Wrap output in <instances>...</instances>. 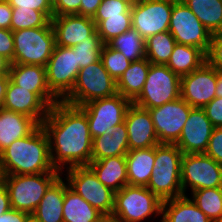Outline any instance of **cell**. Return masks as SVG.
Wrapping results in <instances>:
<instances>
[{"mask_svg":"<svg viewBox=\"0 0 222 222\" xmlns=\"http://www.w3.org/2000/svg\"><path fill=\"white\" fill-rule=\"evenodd\" d=\"M117 82L104 68L101 58L79 70L72 91L62 100L73 105L82 106L91 101L116 95Z\"/></svg>","mask_w":222,"mask_h":222,"instance_id":"cell-5","label":"cell"},{"mask_svg":"<svg viewBox=\"0 0 222 222\" xmlns=\"http://www.w3.org/2000/svg\"><path fill=\"white\" fill-rule=\"evenodd\" d=\"M1 181H3V174H2L1 165H0V182Z\"/></svg>","mask_w":222,"mask_h":222,"instance_id":"cell-56","label":"cell"},{"mask_svg":"<svg viewBox=\"0 0 222 222\" xmlns=\"http://www.w3.org/2000/svg\"><path fill=\"white\" fill-rule=\"evenodd\" d=\"M192 109L181 97L148 109L160 144H175L178 141Z\"/></svg>","mask_w":222,"mask_h":222,"instance_id":"cell-15","label":"cell"},{"mask_svg":"<svg viewBox=\"0 0 222 222\" xmlns=\"http://www.w3.org/2000/svg\"><path fill=\"white\" fill-rule=\"evenodd\" d=\"M65 181L60 176L46 191L33 213L41 222H64Z\"/></svg>","mask_w":222,"mask_h":222,"instance_id":"cell-27","label":"cell"},{"mask_svg":"<svg viewBox=\"0 0 222 222\" xmlns=\"http://www.w3.org/2000/svg\"><path fill=\"white\" fill-rule=\"evenodd\" d=\"M81 1L82 0H52L53 17L78 14Z\"/></svg>","mask_w":222,"mask_h":222,"instance_id":"cell-43","label":"cell"},{"mask_svg":"<svg viewBox=\"0 0 222 222\" xmlns=\"http://www.w3.org/2000/svg\"><path fill=\"white\" fill-rule=\"evenodd\" d=\"M51 20L41 11L12 8L11 28L12 32L29 28L47 26Z\"/></svg>","mask_w":222,"mask_h":222,"instance_id":"cell-36","label":"cell"},{"mask_svg":"<svg viewBox=\"0 0 222 222\" xmlns=\"http://www.w3.org/2000/svg\"><path fill=\"white\" fill-rule=\"evenodd\" d=\"M206 62L218 72H222V32L212 34Z\"/></svg>","mask_w":222,"mask_h":222,"instance_id":"cell-40","label":"cell"},{"mask_svg":"<svg viewBox=\"0 0 222 222\" xmlns=\"http://www.w3.org/2000/svg\"><path fill=\"white\" fill-rule=\"evenodd\" d=\"M103 0H82L77 15L93 18Z\"/></svg>","mask_w":222,"mask_h":222,"instance_id":"cell-47","label":"cell"},{"mask_svg":"<svg viewBox=\"0 0 222 222\" xmlns=\"http://www.w3.org/2000/svg\"><path fill=\"white\" fill-rule=\"evenodd\" d=\"M161 222H212L187 195L162 201Z\"/></svg>","mask_w":222,"mask_h":222,"instance_id":"cell-26","label":"cell"},{"mask_svg":"<svg viewBox=\"0 0 222 222\" xmlns=\"http://www.w3.org/2000/svg\"><path fill=\"white\" fill-rule=\"evenodd\" d=\"M206 62V54L197 47L177 44L166 66L179 77L199 69Z\"/></svg>","mask_w":222,"mask_h":222,"instance_id":"cell-30","label":"cell"},{"mask_svg":"<svg viewBox=\"0 0 222 222\" xmlns=\"http://www.w3.org/2000/svg\"><path fill=\"white\" fill-rule=\"evenodd\" d=\"M12 7L6 0H0V29L10 30Z\"/></svg>","mask_w":222,"mask_h":222,"instance_id":"cell-46","label":"cell"},{"mask_svg":"<svg viewBox=\"0 0 222 222\" xmlns=\"http://www.w3.org/2000/svg\"><path fill=\"white\" fill-rule=\"evenodd\" d=\"M12 8H26L43 12L50 20L53 18L52 0H6Z\"/></svg>","mask_w":222,"mask_h":222,"instance_id":"cell-41","label":"cell"},{"mask_svg":"<svg viewBox=\"0 0 222 222\" xmlns=\"http://www.w3.org/2000/svg\"><path fill=\"white\" fill-rule=\"evenodd\" d=\"M28 213L14 209L0 216V222H25Z\"/></svg>","mask_w":222,"mask_h":222,"instance_id":"cell-49","label":"cell"},{"mask_svg":"<svg viewBox=\"0 0 222 222\" xmlns=\"http://www.w3.org/2000/svg\"><path fill=\"white\" fill-rule=\"evenodd\" d=\"M169 32L177 44L197 47L207 54L212 34L181 0H173Z\"/></svg>","mask_w":222,"mask_h":222,"instance_id":"cell-11","label":"cell"},{"mask_svg":"<svg viewBox=\"0 0 222 222\" xmlns=\"http://www.w3.org/2000/svg\"><path fill=\"white\" fill-rule=\"evenodd\" d=\"M95 222H118L113 215H102Z\"/></svg>","mask_w":222,"mask_h":222,"instance_id":"cell-53","label":"cell"},{"mask_svg":"<svg viewBox=\"0 0 222 222\" xmlns=\"http://www.w3.org/2000/svg\"><path fill=\"white\" fill-rule=\"evenodd\" d=\"M127 3L130 7L134 6L139 0H120Z\"/></svg>","mask_w":222,"mask_h":222,"instance_id":"cell-55","label":"cell"},{"mask_svg":"<svg viewBox=\"0 0 222 222\" xmlns=\"http://www.w3.org/2000/svg\"><path fill=\"white\" fill-rule=\"evenodd\" d=\"M63 172L3 175L9 193L11 208L33 214L48 188Z\"/></svg>","mask_w":222,"mask_h":222,"instance_id":"cell-4","label":"cell"},{"mask_svg":"<svg viewBox=\"0 0 222 222\" xmlns=\"http://www.w3.org/2000/svg\"><path fill=\"white\" fill-rule=\"evenodd\" d=\"M114 15H131V7L120 0H103L92 19L97 25L105 16Z\"/></svg>","mask_w":222,"mask_h":222,"instance_id":"cell-39","label":"cell"},{"mask_svg":"<svg viewBox=\"0 0 222 222\" xmlns=\"http://www.w3.org/2000/svg\"><path fill=\"white\" fill-rule=\"evenodd\" d=\"M108 45L121 52L131 62L145 58V40L139 33L131 28L115 37Z\"/></svg>","mask_w":222,"mask_h":222,"instance_id":"cell-34","label":"cell"},{"mask_svg":"<svg viewBox=\"0 0 222 222\" xmlns=\"http://www.w3.org/2000/svg\"><path fill=\"white\" fill-rule=\"evenodd\" d=\"M124 122L128 132L129 150L146 149L160 144L148 109L132 102Z\"/></svg>","mask_w":222,"mask_h":222,"instance_id":"cell-19","label":"cell"},{"mask_svg":"<svg viewBox=\"0 0 222 222\" xmlns=\"http://www.w3.org/2000/svg\"><path fill=\"white\" fill-rule=\"evenodd\" d=\"M9 75H0V108L3 107L6 89L9 83Z\"/></svg>","mask_w":222,"mask_h":222,"instance_id":"cell-50","label":"cell"},{"mask_svg":"<svg viewBox=\"0 0 222 222\" xmlns=\"http://www.w3.org/2000/svg\"><path fill=\"white\" fill-rule=\"evenodd\" d=\"M132 101L116 94L79 106L86 114L92 139L121 124Z\"/></svg>","mask_w":222,"mask_h":222,"instance_id":"cell-10","label":"cell"},{"mask_svg":"<svg viewBox=\"0 0 222 222\" xmlns=\"http://www.w3.org/2000/svg\"><path fill=\"white\" fill-rule=\"evenodd\" d=\"M80 68L76 66V53L72 47L55 45L46 65L47 85L62 101L73 89Z\"/></svg>","mask_w":222,"mask_h":222,"instance_id":"cell-13","label":"cell"},{"mask_svg":"<svg viewBox=\"0 0 222 222\" xmlns=\"http://www.w3.org/2000/svg\"><path fill=\"white\" fill-rule=\"evenodd\" d=\"M216 97H222V72L217 71Z\"/></svg>","mask_w":222,"mask_h":222,"instance_id":"cell-52","label":"cell"},{"mask_svg":"<svg viewBox=\"0 0 222 222\" xmlns=\"http://www.w3.org/2000/svg\"><path fill=\"white\" fill-rule=\"evenodd\" d=\"M191 196L197 207L212 222H222V187L195 190Z\"/></svg>","mask_w":222,"mask_h":222,"instance_id":"cell-33","label":"cell"},{"mask_svg":"<svg viewBox=\"0 0 222 222\" xmlns=\"http://www.w3.org/2000/svg\"><path fill=\"white\" fill-rule=\"evenodd\" d=\"M128 185L147 187L155 160V146L129 150L125 155Z\"/></svg>","mask_w":222,"mask_h":222,"instance_id":"cell-25","label":"cell"},{"mask_svg":"<svg viewBox=\"0 0 222 222\" xmlns=\"http://www.w3.org/2000/svg\"><path fill=\"white\" fill-rule=\"evenodd\" d=\"M12 33L14 37V64L46 67L56 45L52 23Z\"/></svg>","mask_w":222,"mask_h":222,"instance_id":"cell-6","label":"cell"},{"mask_svg":"<svg viewBox=\"0 0 222 222\" xmlns=\"http://www.w3.org/2000/svg\"><path fill=\"white\" fill-rule=\"evenodd\" d=\"M202 109L214 127H222V97H215Z\"/></svg>","mask_w":222,"mask_h":222,"instance_id":"cell-45","label":"cell"},{"mask_svg":"<svg viewBox=\"0 0 222 222\" xmlns=\"http://www.w3.org/2000/svg\"><path fill=\"white\" fill-rule=\"evenodd\" d=\"M25 222H41L34 214H28Z\"/></svg>","mask_w":222,"mask_h":222,"instance_id":"cell-54","label":"cell"},{"mask_svg":"<svg viewBox=\"0 0 222 222\" xmlns=\"http://www.w3.org/2000/svg\"><path fill=\"white\" fill-rule=\"evenodd\" d=\"M183 195L199 189L222 187V165L205 153L183 154L181 166Z\"/></svg>","mask_w":222,"mask_h":222,"instance_id":"cell-12","label":"cell"},{"mask_svg":"<svg viewBox=\"0 0 222 222\" xmlns=\"http://www.w3.org/2000/svg\"><path fill=\"white\" fill-rule=\"evenodd\" d=\"M105 186L114 192L128 185L125 155L91 161L88 165Z\"/></svg>","mask_w":222,"mask_h":222,"instance_id":"cell-24","label":"cell"},{"mask_svg":"<svg viewBox=\"0 0 222 222\" xmlns=\"http://www.w3.org/2000/svg\"><path fill=\"white\" fill-rule=\"evenodd\" d=\"M3 109L33 118L39 125L48 116L50 108L34 93L9 80Z\"/></svg>","mask_w":222,"mask_h":222,"instance_id":"cell-21","label":"cell"},{"mask_svg":"<svg viewBox=\"0 0 222 222\" xmlns=\"http://www.w3.org/2000/svg\"><path fill=\"white\" fill-rule=\"evenodd\" d=\"M101 60L104 68L116 82L131 64V61L121 52L111 48L108 44L103 45L101 49Z\"/></svg>","mask_w":222,"mask_h":222,"instance_id":"cell-37","label":"cell"},{"mask_svg":"<svg viewBox=\"0 0 222 222\" xmlns=\"http://www.w3.org/2000/svg\"><path fill=\"white\" fill-rule=\"evenodd\" d=\"M205 154L222 165V127H215Z\"/></svg>","mask_w":222,"mask_h":222,"instance_id":"cell-42","label":"cell"},{"mask_svg":"<svg viewBox=\"0 0 222 222\" xmlns=\"http://www.w3.org/2000/svg\"><path fill=\"white\" fill-rule=\"evenodd\" d=\"M51 23L58 46L73 47L83 41H102L91 17L61 15L53 17Z\"/></svg>","mask_w":222,"mask_h":222,"instance_id":"cell-17","label":"cell"},{"mask_svg":"<svg viewBox=\"0 0 222 222\" xmlns=\"http://www.w3.org/2000/svg\"><path fill=\"white\" fill-rule=\"evenodd\" d=\"M214 128L202 108H193L175 145L183 154L205 153Z\"/></svg>","mask_w":222,"mask_h":222,"instance_id":"cell-18","label":"cell"},{"mask_svg":"<svg viewBox=\"0 0 222 222\" xmlns=\"http://www.w3.org/2000/svg\"><path fill=\"white\" fill-rule=\"evenodd\" d=\"M173 0H139L131 7L132 28L147 40L169 31Z\"/></svg>","mask_w":222,"mask_h":222,"instance_id":"cell-14","label":"cell"},{"mask_svg":"<svg viewBox=\"0 0 222 222\" xmlns=\"http://www.w3.org/2000/svg\"><path fill=\"white\" fill-rule=\"evenodd\" d=\"M38 126L31 117L0 108V153L16 139L30 135Z\"/></svg>","mask_w":222,"mask_h":222,"instance_id":"cell-22","label":"cell"},{"mask_svg":"<svg viewBox=\"0 0 222 222\" xmlns=\"http://www.w3.org/2000/svg\"><path fill=\"white\" fill-rule=\"evenodd\" d=\"M217 70L205 62L181 77L180 97L193 108H203L215 97Z\"/></svg>","mask_w":222,"mask_h":222,"instance_id":"cell-16","label":"cell"},{"mask_svg":"<svg viewBox=\"0 0 222 222\" xmlns=\"http://www.w3.org/2000/svg\"><path fill=\"white\" fill-rule=\"evenodd\" d=\"M181 77L166 65L152 64L142 92L133 101L137 106L152 109L180 98Z\"/></svg>","mask_w":222,"mask_h":222,"instance_id":"cell-8","label":"cell"},{"mask_svg":"<svg viewBox=\"0 0 222 222\" xmlns=\"http://www.w3.org/2000/svg\"><path fill=\"white\" fill-rule=\"evenodd\" d=\"M128 151V132L123 122L108 133L93 138L91 161L126 155Z\"/></svg>","mask_w":222,"mask_h":222,"instance_id":"cell-23","label":"cell"},{"mask_svg":"<svg viewBox=\"0 0 222 222\" xmlns=\"http://www.w3.org/2000/svg\"><path fill=\"white\" fill-rule=\"evenodd\" d=\"M10 80L17 86L34 92L49 108L60 100L47 85L46 67L30 64H10Z\"/></svg>","mask_w":222,"mask_h":222,"instance_id":"cell-20","label":"cell"},{"mask_svg":"<svg viewBox=\"0 0 222 222\" xmlns=\"http://www.w3.org/2000/svg\"><path fill=\"white\" fill-rule=\"evenodd\" d=\"M10 62L0 54V75H9Z\"/></svg>","mask_w":222,"mask_h":222,"instance_id":"cell-51","label":"cell"},{"mask_svg":"<svg viewBox=\"0 0 222 222\" xmlns=\"http://www.w3.org/2000/svg\"><path fill=\"white\" fill-rule=\"evenodd\" d=\"M131 28V15L105 16V20H101L96 25L97 34L104 45Z\"/></svg>","mask_w":222,"mask_h":222,"instance_id":"cell-35","label":"cell"},{"mask_svg":"<svg viewBox=\"0 0 222 222\" xmlns=\"http://www.w3.org/2000/svg\"><path fill=\"white\" fill-rule=\"evenodd\" d=\"M175 45L169 31L157 33L145 40V56L152 64L166 65Z\"/></svg>","mask_w":222,"mask_h":222,"instance_id":"cell-32","label":"cell"},{"mask_svg":"<svg viewBox=\"0 0 222 222\" xmlns=\"http://www.w3.org/2000/svg\"><path fill=\"white\" fill-rule=\"evenodd\" d=\"M0 165L3 175L60 172L52 165L49 139L41 125L5 148L0 153Z\"/></svg>","mask_w":222,"mask_h":222,"instance_id":"cell-2","label":"cell"},{"mask_svg":"<svg viewBox=\"0 0 222 222\" xmlns=\"http://www.w3.org/2000/svg\"><path fill=\"white\" fill-rule=\"evenodd\" d=\"M162 213V201L147 187L125 185L115 192L112 215L118 222H142Z\"/></svg>","mask_w":222,"mask_h":222,"instance_id":"cell-7","label":"cell"},{"mask_svg":"<svg viewBox=\"0 0 222 222\" xmlns=\"http://www.w3.org/2000/svg\"><path fill=\"white\" fill-rule=\"evenodd\" d=\"M103 45L102 41H83L73 46L72 49L76 53V66L82 69L97 62L101 58Z\"/></svg>","mask_w":222,"mask_h":222,"instance_id":"cell-38","label":"cell"},{"mask_svg":"<svg viewBox=\"0 0 222 222\" xmlns=\"http://www.w3.org/2000/svg\"><path fill=\"white\" fill-rule=\"evenodd\" d=\"M183 153L175 144L155 146V160L147 188L161 201L183 196L181 166Z\"/></svg>","mask_w":222,"mask_h":222,"instance_id":"cell-3","label":"cell"},{"mask_svg":"<svg viewBox=\"0 0 222 222\" xmlns=\"http://www.w3.org/2000/svg\"><path fill=\"white\" fill-rule=\"evenodd\" d=\"M0 54L14 64V37L11 30L0 29Z\"/></svg>","mask_w":222,"mask_h":222,"instance_id":"cell-44","label":"cell"},{"mask_svg":"<svg viewBox=\"0 0 222 222\" xmlns=\"http://www.w3.org/2000/svg\"><path fill=\"white\" fill-rule=\"evenodd\" d=\"M64 222H95L103 214L95 209L84 198L71 189L66 180L64 203H63Z\"/></svg>","mask_w":222,"mask_h":222,"instance_id":"cell-28","label":"cell"},{"mask_svg":"<svg viewBox=\"0 0 222 222\" xmlns=\"http://www.w3.org/2000/svg\"><path fill=\"white\" fill-rule=\"evenodd\" d=\"M41 126L48 136L56 170L89 165L93 139L87 116L80 107L59 101L50 108Z\"/></svg>","mask_w":222,"mask_h":222,"instance_id":"cell-1","label":"cell"},{"mask_svg":"<svg viewBox=\"0 0 222 222\" xmlns=\"http://www.w3.org/2000/svg\"><path fill=\"white\" fill-rule=\"evenodd\" d=\"M151 63L145 57L131 62L128 69L117 81V92L132 102L142 92Z\"/></svg>","mask_w":222,"mask_h":222,"instance_id":"cell-29","label":"cell"},{"mask_svg":"<svg viewBox=\"0 0 222 222\" xmlns=\"http://www.w3.org/2000/svg\"><path fill=\"white\" fill-rule=\"evenodd\" d=\"M68 185L103 215H112L115 192L105 186L89 166L66 169Z\"/></svg>","mask_w":222,"mask_h":222,"instance_id":"cell-9","label":"cell"},{"mask_svg":"<svg viewBox=\"0 0 222 222\" xmlns=\"http://www.w3.org/2000/svg\"><path fill=\"white\" fill-rule=\"evenodd\" d=\"M8 189L4 181L0 182V216L11 210Z\"/></svg>","mask_w":222,"mask_h":222,"instance_id":"cell-48","label":"cell"},{"mask_svg":"<svg viewBox=\"0 0 222 222\" xmlns=\"http://www.w3.org/2000/svg\"><path fill=\"white\" fill-rule=\"evenodd\" d=\"M211 33L222 32L221 0H181Z\"/></svg>","mask_w":222,"mask_h":222,"instance_id":"cell-31","label":"cell"}]
</instances>
